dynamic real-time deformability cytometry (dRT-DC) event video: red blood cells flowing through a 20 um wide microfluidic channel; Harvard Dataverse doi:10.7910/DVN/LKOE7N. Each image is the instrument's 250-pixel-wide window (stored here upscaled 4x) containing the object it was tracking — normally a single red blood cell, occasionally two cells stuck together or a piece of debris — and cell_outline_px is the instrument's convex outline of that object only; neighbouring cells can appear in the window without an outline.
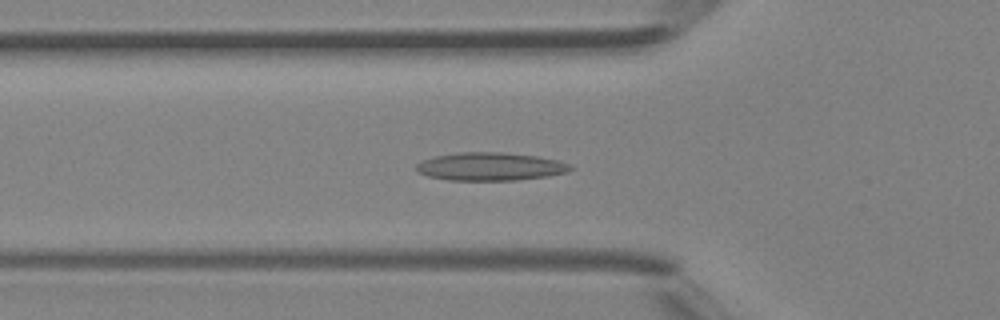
{"species": "Egyptian fruit bat (a non-hibernating species)", "species_latin": "Rousettus aegyptiacus", "temperature_condition": "room temperature", "stored_images_in_passage": 47, "camera_frame_rate_fps": 3000, "um_per_image_px": 0.085, "animal": {"sex": "female"}, "frame": {"image": 1, "passage_image": 16, "time_ms": 5.0, "image_size_px": [1000, 320], "cell_outline_px": [[572, 168], [568, 172], [548, 176], [516, 180], [448, 180], [428, 176], [420, 172], [416, 168], [416, 164], [424, 160], [436, 156], [456, 152], [504, 152], [536, 156], [556, 160], [572, 164]], "centroid_in_image_um": [41.7, 14.15], "position_along_channel_um": 84.1, "area_um2": 25.14}}
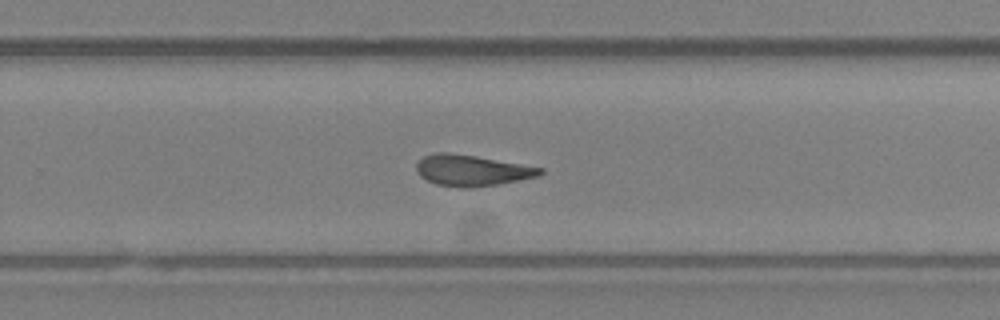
{"frame": {"image": 2, "passage_image": 30, "time_ms": 9.667, "image_size_px": [1000, 320], "cell_outline_px": [[544, 172], [540, 176], [496, 184], [472, 188], [460, 188], [436, 184], [420, 176], [416, 172], [416, 164], [424, 156], [436, 152], [448, 152], [476, 156], [544, 168]], "centroid_in_image_um": [40.1, 14.48], "position_along_channel_um": 289.7, "area_um2": 22.37}}
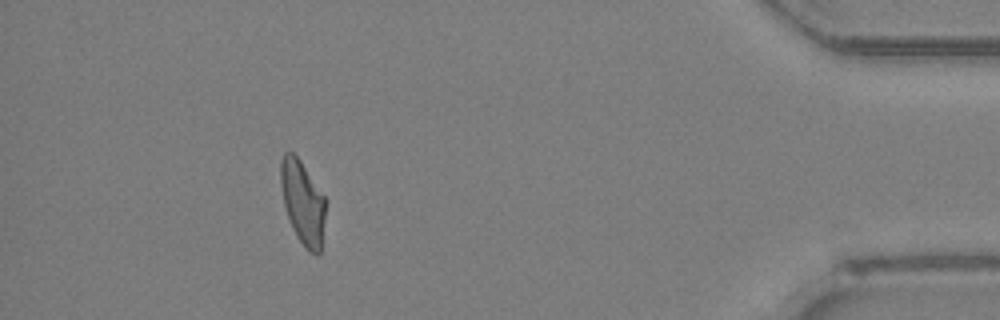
{"frame": {"image": 3, "passage_image": 42, "time_ms": 13.667, "image_size_px": [1000, 320], "cell_outline_px": [[324, 220], [320, 252], [316, 256], [308, 252], [296, 236], [288, 216], [284, 204], [280, 184], [280, 160], [284, 152], [292, 152], [300, 160], [324, 196]], "centroid_in_image_um": [25.71, 17.21], "position_along_channel_um": 409.5, "area_um2": 21.56}, "authors_computed_cell_mechanics": {"area_um2": 22.7154, "velocity_mm_per_s": 4.4264, "shape_relaxation_time_tau1_ms": null, "shape_relaxation_time_tau2_ms": 4.0735, "deformation_change_tau1": null, "deformation_change_tau2": 0.1299}}